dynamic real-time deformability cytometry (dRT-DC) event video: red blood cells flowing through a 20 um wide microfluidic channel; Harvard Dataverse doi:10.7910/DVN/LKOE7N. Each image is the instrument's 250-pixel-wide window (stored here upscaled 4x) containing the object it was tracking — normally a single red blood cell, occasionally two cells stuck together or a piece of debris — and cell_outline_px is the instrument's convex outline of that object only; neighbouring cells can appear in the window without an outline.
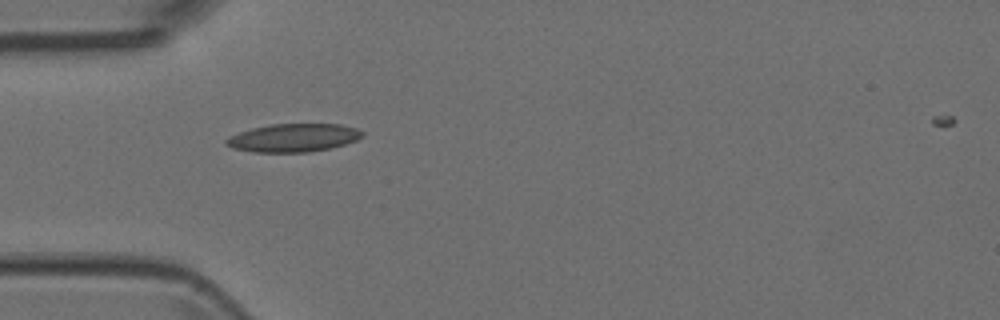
{"species": "Egyptian fruit bat (a non-hibernating species)", "species_latin": "Rousettus aegyptiacus", "temperature_condition": "room temperature", "stored_images_in_passage": 4, "camera_frame_rate_fps": 3000, "um_per_image_px": 0.085, "animal": {"sex": "female"}, "frame": {"image": 1, "passage_image": 1, "time_ms": 0.0, "image_size_px": [1000, 320], "cell_outline_px": [[364, 136], [356, 140], [332, 148], [308, 152], [252, 152], [232, 148], [224, 144], [224, 140], [228, 136], [252, 128], [272, 124], [340, 124], [356, 128], [364, 132]], "centroid_in_image_um": [24.92, 11.71], "position_along_channel_um": 60.1, "area_um2": 22.48}}
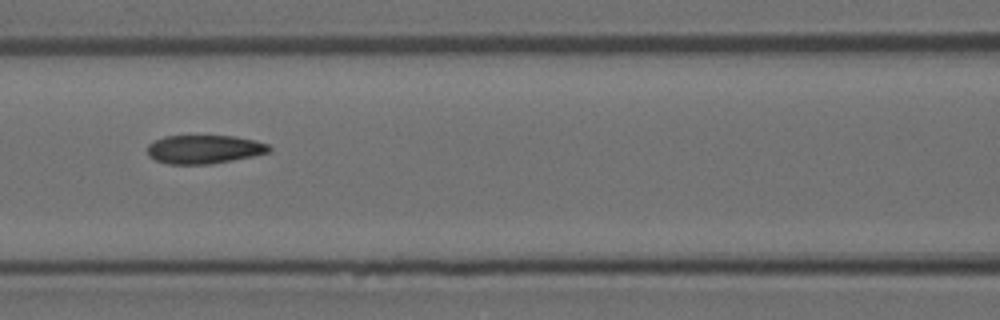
{"frame": {"image": 2, "passage_image": 3, "time_ms": 0.667, "image_size_px": [1000, 320], "cell_outline_px": [[272, 148], [268, 152], [252, 156], [212, 164], [168, 164], [156, 160], [148, 156], [148, 144], [152, 140], [164, 136], [236, 136], [268, 144]], "centroid_in_image_um": [17.31, 12.69], "position_along_channel_um": 149.3, "area_um2": 20.29}}
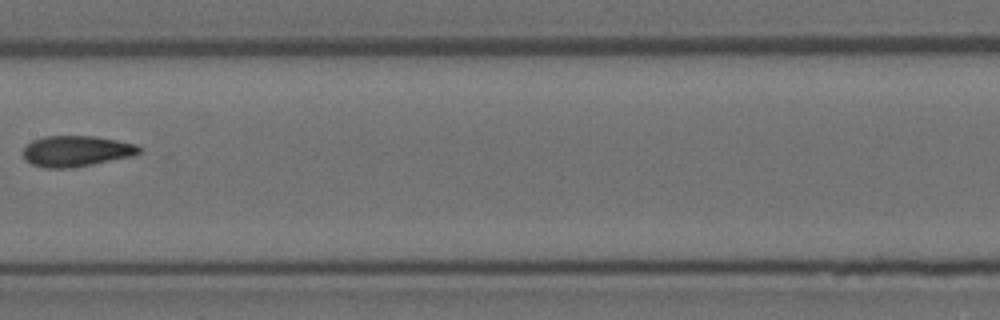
{"frame": {"image": 3, "passage_image": 4, "time_ms": 1.0, "image_size_px": [1000, 320], "cell_outline_px": [[140, 152], [132, 156], [92, 164], [68, 168], [44, 168], [32, 164], [24, 160], [24, 148], [32, 140], [44, 136], [96, 136], [136, 144], [140, 148]], "centroid_in_image_um": [6.46, 12.84], "position_along_channel_um": 200.9, "area_um2": 20.75}}